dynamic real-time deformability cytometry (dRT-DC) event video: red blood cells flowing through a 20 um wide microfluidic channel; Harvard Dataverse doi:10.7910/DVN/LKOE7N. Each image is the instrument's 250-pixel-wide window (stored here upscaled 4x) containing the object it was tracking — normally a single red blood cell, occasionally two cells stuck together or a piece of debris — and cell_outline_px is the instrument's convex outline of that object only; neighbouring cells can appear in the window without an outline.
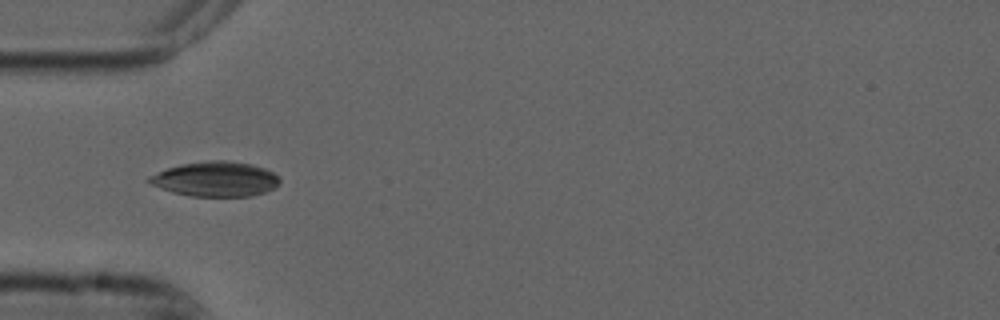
{"species": "common noctule bat (a hibernating species)", "species_latin": "Nyctalus noctula", "temperature_condition": "cold", "stored_images_in_passage": 4, "camera_frame_rate_fps": 3000, "um_per_image_px": 0.085, "animal": {"sex": "male", "forearm_length_mm": 52.5}, "frame": {"image": 1, "passage_image": 2, "time_ms": 0.333, "image_size_px": [1000, 320], "cell_outline_px": [[280, 184], [276, 188], [252, 196], [192, 196], [172, 192], [160, 188], [144, 180], [148, 176], [168, 168], [180, 164], [208, 160], [228, 160], [252, 164], [264, 168], [280, 176]], "centroid_in_image_um": [18.34, 15.21], "position_along_channel_um": 66.7, "area_um2": 26.76}}